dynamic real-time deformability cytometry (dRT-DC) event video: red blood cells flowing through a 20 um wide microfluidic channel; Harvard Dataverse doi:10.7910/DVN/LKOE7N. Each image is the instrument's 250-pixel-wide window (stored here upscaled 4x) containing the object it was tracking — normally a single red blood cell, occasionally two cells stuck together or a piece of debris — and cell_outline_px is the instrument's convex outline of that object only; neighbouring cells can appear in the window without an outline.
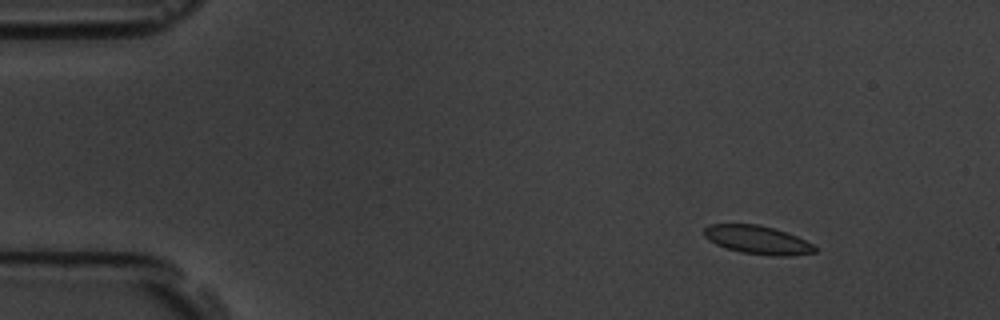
{"species": "common noctule bat (a hibernating species)", "species_latin": "Nyctalus noctula", "temperature_condition": "room temperature", "stored_images_in_passage": 5, "camera_frame_rate_fps": 3000, "um_per_image_px": 0.085, "animal": {"sex": "male", "body_mass_g": 19.5, "forearm_length_mm": 54.6}, "frame": {"image": 1, "passage_image": 2, "time_ms": 0.333, "image_size_px": [1000, 320], "cell_outline_px": [[816, 252], [788, 256], [776, 256], [740, 252], [716, 244], [708, 240], [704, 236], [704, 228], [708, 224], [756, 224], [788, 232], [812, 244], [816, 248]], "centroid_in_image_um": [64.37, 20.38], "position_along_channel_um": 20.6, "area_um2": 18.21}}
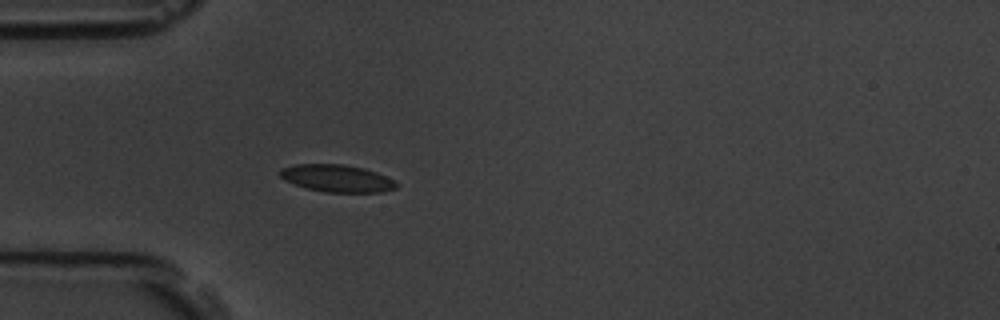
{"frame": {"image": 2, "passage_image": 5, "time_ms": 1.333, "image_size_px": [1000, 320], "cell_outline_px": [[400, 184], [396, 188], [380, 192], [328, 192], [308, 188], [284, 180], [280, 176], [280, 168], [296, 164], [344, 164], [364, 168], [376, 172], [396, 180]], "centroid_in_image_um": [28.68, 15.15], "position_along_channel_um": 56.3, "area_um2": 18.5}}